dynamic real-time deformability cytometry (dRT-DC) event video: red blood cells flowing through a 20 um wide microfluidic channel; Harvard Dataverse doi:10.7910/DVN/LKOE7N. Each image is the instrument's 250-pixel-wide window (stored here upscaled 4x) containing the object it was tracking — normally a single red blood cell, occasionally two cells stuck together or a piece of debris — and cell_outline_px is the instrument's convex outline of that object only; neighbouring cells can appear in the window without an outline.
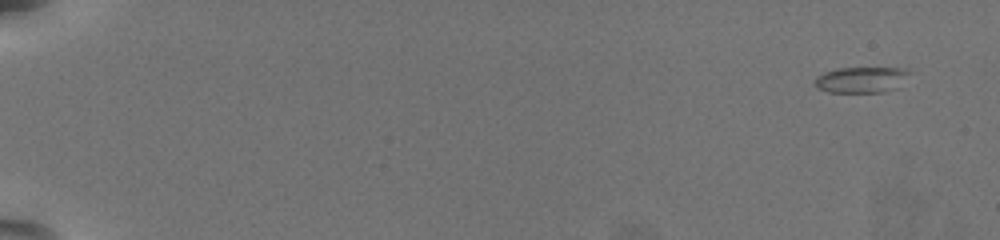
{"species": "common noctule bat (a hibernating species)", "species_latin": "Nyctalus noctula", "temperature_condition": "warm", "stored_images_in_passage": 56, "camera_frame_rate_fps": 3000, "um_per_image_px": 0.085, "animal": {"sex": "female", "body_mass_g": 19.5, "forearm_length_mm": 54.1}, "frame": {"image": 1, "passage_image": 1, "time_ms": 0.0, "image_size_px": [1000, 240], "cell_outline_px": [[912, 72], [896, 88], [880, 92], [828, 92], [816, 88], [816, 76], [824, 72], [840, 68], [904, 68]], "centroid_in_image_um": [73.21, 6.77], "position_along_channel_um": 11.8, "area_um2": 14.16}}
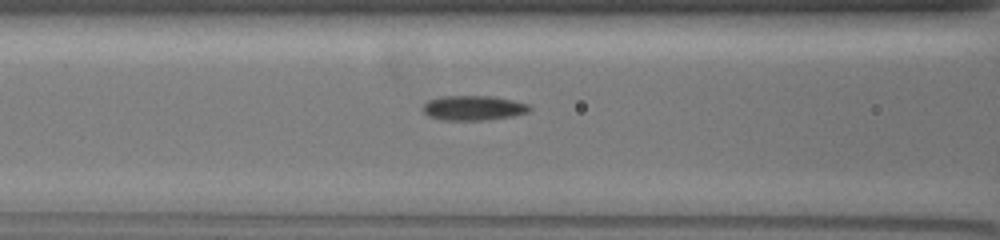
{"frame": {"image": 2, "passage_image": 26, "time_ms": 8.333, "image_size_px": [1000, 240], "cell_outline_px": [[532, 108], [528, 112], [512, 116], [484, 120], [444, 120], [428, 116], [420, 108], [428, 100], [440, 96], [492, 96], [512, 100], [528, 104]], "centroid_in_image_um": [40.2, 9.17], "position_along_channel_um": 126.4, "area_um2": 15.43}}
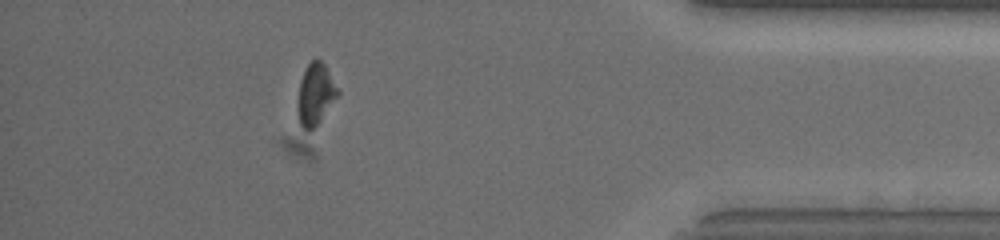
{"frame": {"image": 3, "passage_image": 51, "time_ms": 16.667, "image_size_px": [1000, 240], "cell_outline_px": [[340, 92], [316, 124], [308, 132], [304, 132], [300, 124], [300, 80], [308, 64], [316, 56], [324, 64]], "centroid_in_image_um": [26.83, 7.96], "position_along_channel_um": 408.4, "area_um2": 13.53}, "authors_computed_cell_mechanics": {"area_um2": 14.8546, "velocity_mm_per_s": 3.7779, "shape_relaxation_time_tau1_ms": 6.5374, "shape_relaxation_time_tau2_ms": 9.4714, "deformation_change_tau1": 0.1291, "deformation_change_tau2": 0.1655}}